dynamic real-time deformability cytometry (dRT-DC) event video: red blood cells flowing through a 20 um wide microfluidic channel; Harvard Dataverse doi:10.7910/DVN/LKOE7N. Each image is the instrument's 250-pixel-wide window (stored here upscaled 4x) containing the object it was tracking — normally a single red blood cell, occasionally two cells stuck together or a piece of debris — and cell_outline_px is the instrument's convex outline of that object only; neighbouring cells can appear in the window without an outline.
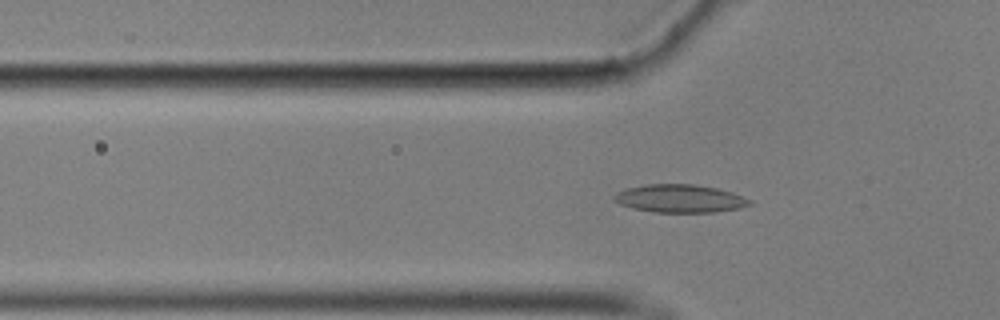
{"species": "common noctule bat (a hibernating species)", "species_latin": "Nyctalus noctula", "temperature_condition": "cold", "stored_images_in_passage": 54, "camera_frame_rate_fps": 3000, "um_per_image_px": 0.085, "animal": {"sex": "male", "body_mass_g": 17.9}, "frame": {"image": 1, "passage_image": 14, "time_ms": 4.333, "image_size_px": [1000, 320], "cell_outline_px": [[752, 204], [740, 208], [716, 212], [656, 212], [632, 208], [620, 204], [612, 196], [616, 192], [628, 188], [648, 184], [696, 184], [716, 188], [732, 192], [752, 200]], "centroid_in_image_um": [57.82, 16.87], "position_along_channel_um": 68.0, "area_um2": 22.08}}
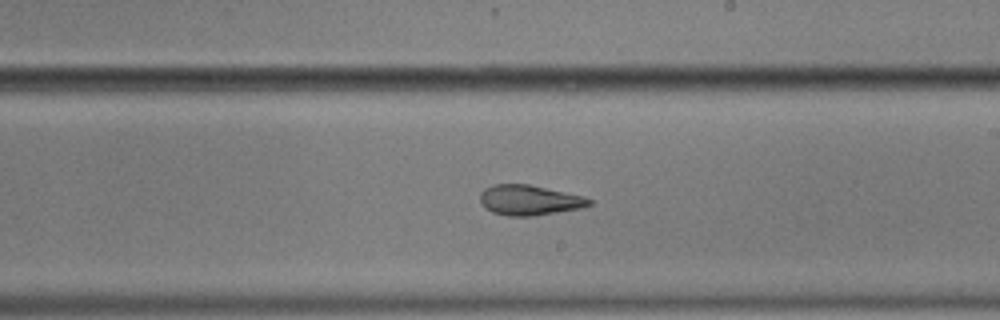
{"frame": {"image": 2, "passage_image": 29, "time_ms": 9.333, "image_size_px": [1000, 320], "cell_outline_px": [[592, 204], [580, 208], [532, 216], [508, 216], [492, 212], [484, 208], [480, 200], [480, 192], [484, 188], [492, 184], [528, 184], [584, 196], [592, 200]], "centroid_in_image_um": [44.96, 17.0], "position_along_channel_um": 244.0, "area_um2": 19.19}}
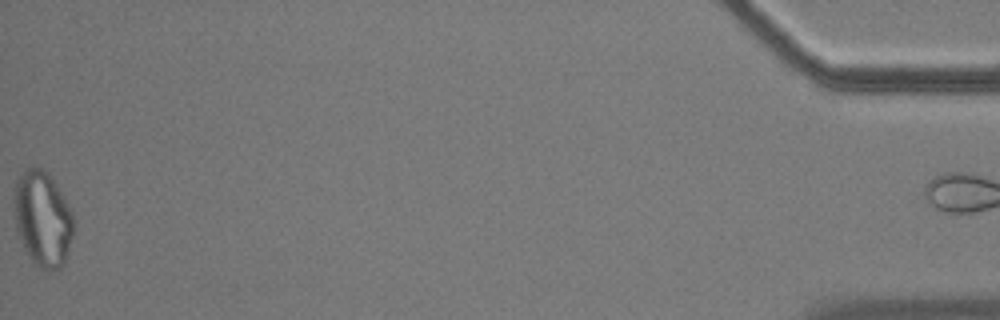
{"frame": {"image": 3, "passage_image": 53, "time_ms": 17.333, "image_size_px": [1000, 320], "cell_outline_px": [[72, 236], [64, 264], [60, 268], [52, 272], [48, 272], [40, 268], [28, 256], [16, 232], [12, 196], [16, 180], [28, 168], [44, 168], [48, 172], [56, 184], [68, 204], [72, 212]], "centroid_in_image_um": [3.59, 18.61], "position_along_channel_um": 431.6, "area_um2": 33.29}}